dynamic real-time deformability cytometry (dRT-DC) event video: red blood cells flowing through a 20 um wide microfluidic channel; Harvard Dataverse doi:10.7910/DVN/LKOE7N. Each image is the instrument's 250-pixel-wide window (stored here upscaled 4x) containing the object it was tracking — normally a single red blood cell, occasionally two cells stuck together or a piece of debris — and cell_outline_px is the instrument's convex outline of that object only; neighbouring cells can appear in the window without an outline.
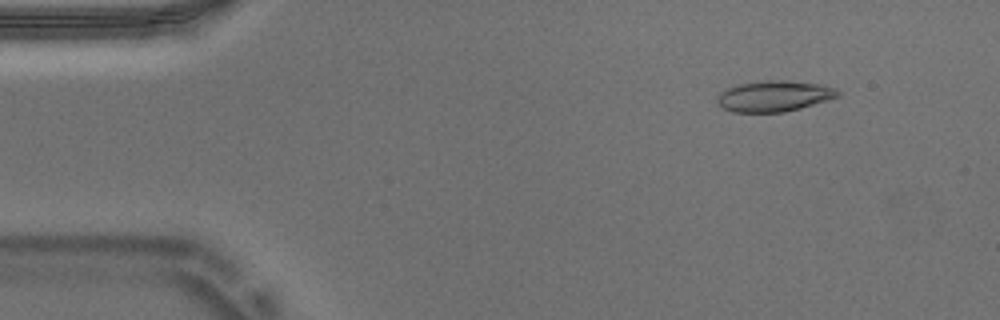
{"species": "Egyptian fruit bat (a non-hibernating species)", "species_latin": "Rousettus aegyptiacus", "temperature_condition": "warm", "stored_images_in_passage": 53, "camera_frame_rate_fps": 3000, "um_per_image_px": 0.085, "animal": {"sex": "male"}, "frame": {"image": 1, "passage_image": 6, "time_ms": 1.667, "image_size_px": [1000, 320], "cell_outline_px": [[840, 96], [828, 100], [800, 108], [784, 112], [732, 112], [716, 104], [716, 96], [720, 92], [728, 88], [740, 84], [768, 80], [784, 80], [820, 84], [836, 88], [840, 92]], "centroid_in_image_um": [65.79, 8.17], "position_along_channel_um": 19.2, "area_um2": 21.73}}
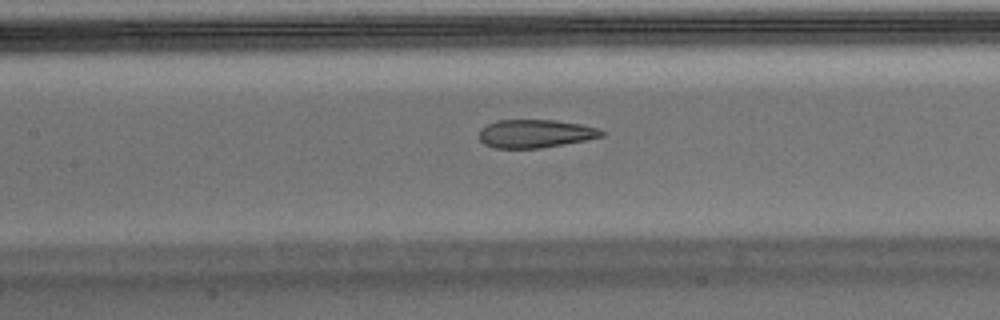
{"frame": {"image": 2, "passage_image": 24, "time_ms": 7.667, "image_size_px": [1000, 320], "cell_outline_px": [[604, 136], [584, 140], [540, 148], [496, 148], [484, 144], [480, 140], [480, 128], [496, 120], [556, 120], [580, 124], [596, 128], [604, 132]], "centroid_in_image_um": [45.47, 11.35], "position_along_channel_um": 161.9, "area_um2": 19.94}}
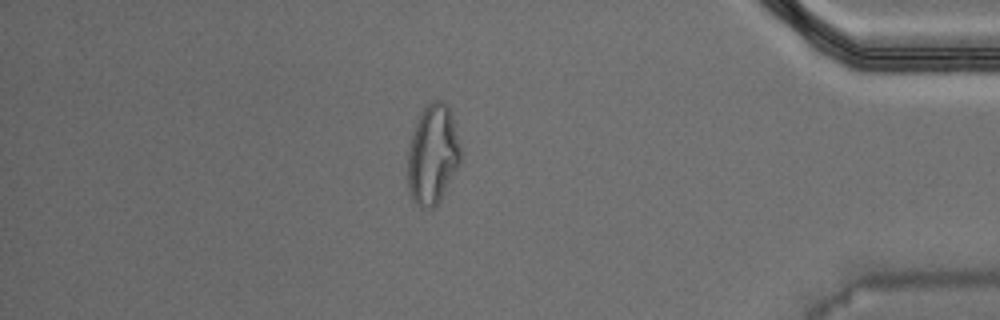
{"frame": {"image": 3, "passage_image": 46, "time_ms": 15.0, "image_size_px": [1000, 320], "cell_outline_px": [[460, 164], [440, 200], [432, 208], [420, 208], [412, 200], [408, 188], [408, 152], [412, 132], [424, 108], [432, 100], [440, 100], [452, 112], [460, 144]], "centroid_in_image_um": [36.78, 13.16], "position_along_channel_um": 398.4, "area_um2": 30.63}, "authors_computed_cell_mechanics": {"area_um2": 21.964, "velocity_mm_per_s": 3.7351, "shape_relaxation_time_tau1_ms": null, "shape_relaxation_time_tau2_ms": 1.2184, "deformation_change_tau1": null, "deformation_change_tau2": 0.0905}}